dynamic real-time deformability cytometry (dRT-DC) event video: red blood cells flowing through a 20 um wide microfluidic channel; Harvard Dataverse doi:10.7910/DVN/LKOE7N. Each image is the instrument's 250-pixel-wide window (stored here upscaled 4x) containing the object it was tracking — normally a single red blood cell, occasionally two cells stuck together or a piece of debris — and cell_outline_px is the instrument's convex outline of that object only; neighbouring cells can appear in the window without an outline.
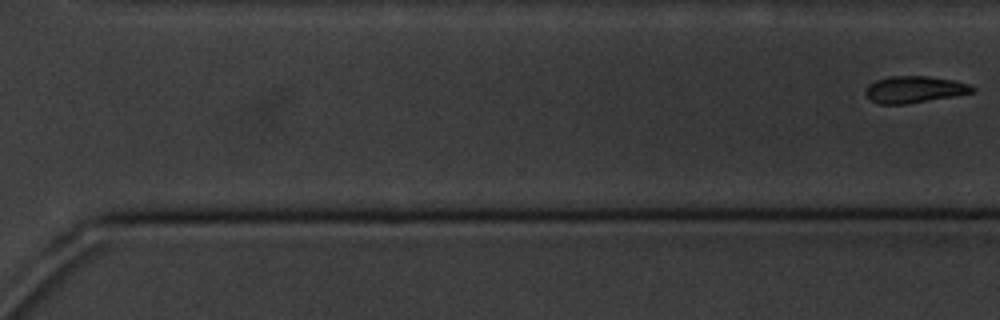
{"species": "common noctule bat (a hibernating species)", "species_latin": "Nyctalus noctula", "temperature_condition": "cold", "stored_images_in_passage": 14, "segment_of_instrument_passage": [2, 2], "camera_frame_rate_fps": 3000, "um_per_image_px": 0.085, "animal": {"sex": "male", "body_mass_g": 20.1, "forearm_length_mm": 53.5}, "frame": {"image": 1, "passage_image": 14, "time_ms": 15.0, "image_size_px": [1000, 320], "cell_outline_px": [[976, 92], [904, 104], [880, 104], [872, 100], [864, 92], [868, 84], [876, 80], [892, 76], [928, 76], [952, 80], [968, 84], [976, 88]], "centroid_in_image_um": [77.72, 7.59], "position_along_channel_um": 292.9, "area_um2": 16.42}}